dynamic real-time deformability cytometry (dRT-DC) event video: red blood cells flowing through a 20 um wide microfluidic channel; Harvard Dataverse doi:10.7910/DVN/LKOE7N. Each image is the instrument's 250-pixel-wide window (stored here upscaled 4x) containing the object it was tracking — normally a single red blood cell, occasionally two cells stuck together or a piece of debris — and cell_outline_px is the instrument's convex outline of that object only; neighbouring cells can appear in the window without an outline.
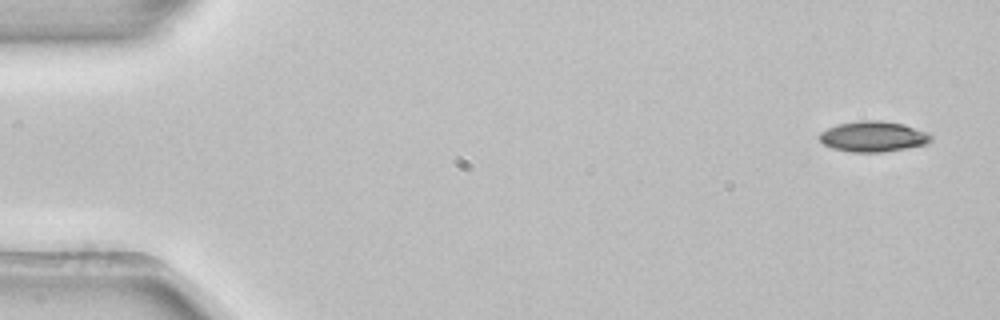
{"species": "common noctule bat (a hibernating species)", "species_latin": "Nyctalus noctula", "temperature_condition": "room temperature", "stored_images_in_passage": 5, "camera_frame_rate_fps": 3000, "um_per_image_px": 0.085, "animal": {"sex": "female", "body_mass_g": 22.7, "forearm_length_mm": 54.2}, "frame": {"image": 1, "passage_image": 1, "time_ms": 0.0, "image_size_px": [1000, 320], "cell_outline_px": [[932, 140], [924, 144], [884, 152], [852, 152], [832, 148], [824, 144], [820, 140], [820, 132], [828, 128], [840, 124], [860, 120], [880, 120], [904, 124], [928, 132], [932, 136]], "centroid_in_image_um": [74.23, 11.6], "position_along_channel_um": 10.8, "area_um2": 19.71}}
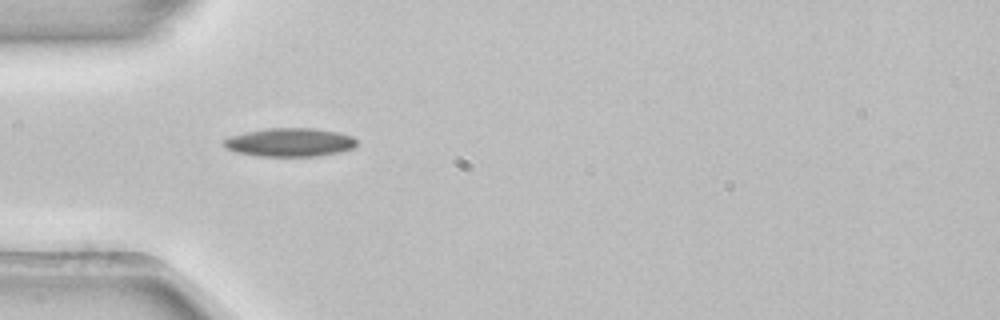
{"frame": {"image": 2, "passage_image": 4, "time_ms": 1.0, "image_size_px": [1000, 320], "cell_outline_px": [[356, 144], [352, 148], [340, 152], [320, 156], [260, 156], [236, 152], [228, 148], [224, 144], [224, 140], [232, 136], [248, 132], [268, 128], [312, 128], [340, 132], [352, 136], [356, 140]], "centroid_in_image_um": [24.69, 12.1], "position_along_channel_um": 60.3, "area_um2": 21.85}}